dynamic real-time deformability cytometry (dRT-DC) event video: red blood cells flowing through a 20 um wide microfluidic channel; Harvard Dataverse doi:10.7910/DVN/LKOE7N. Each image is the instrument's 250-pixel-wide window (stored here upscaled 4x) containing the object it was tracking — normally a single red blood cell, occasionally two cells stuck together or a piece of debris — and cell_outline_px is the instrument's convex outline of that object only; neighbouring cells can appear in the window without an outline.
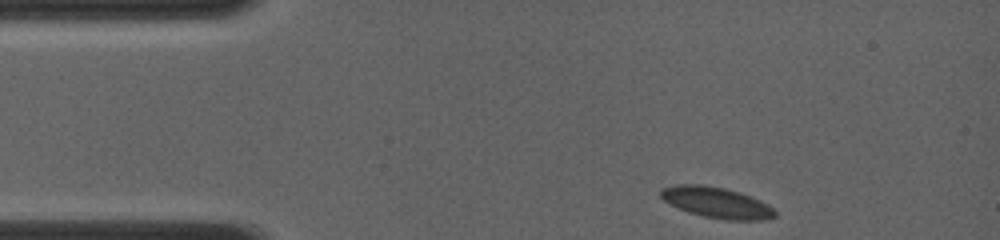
{"species": "common noctule bat (a hibernating species)", "species_latin": "Nyctalus noctula", "temperature_condition": "room temperature", "stored_images_in_passage": 3, "camera_frame_rate_fps": 4000, "um_per_image_px": 0.085, "animal": {"sex": "female", "body_mass_g": 19.0, "forearm_length_mm": 56.7}, "frame": {"image": 1, "passage_image": 1, "time_ms": 0.0, "image_size_px": [1000, 240], "cell_outline_px": [[776, 216], [764, 220], [724, 220], [704, 216], [688, 212], [664, 200], [660, 196], [660, 192], [664, 188], [676, 184], [704, 184], [724, 188], [740, 192], [752, 196], [768, 204], [776, 212]], "centroid_in_image_um": [60.95, 17.21], "position_along_channel_um": 24.1, "area_um2": 20.52}}